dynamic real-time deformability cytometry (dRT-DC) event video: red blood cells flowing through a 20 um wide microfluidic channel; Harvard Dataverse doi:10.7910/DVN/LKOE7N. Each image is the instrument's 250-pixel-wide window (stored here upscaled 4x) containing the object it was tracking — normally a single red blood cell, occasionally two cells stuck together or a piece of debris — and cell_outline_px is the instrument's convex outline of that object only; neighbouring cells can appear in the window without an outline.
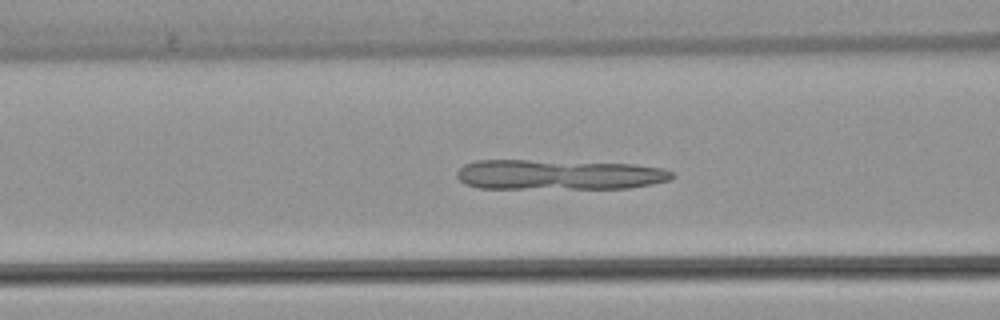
{"species": "common noctule bat (a hibernating species)", "species_latin": "Nyctalus noctula", "temperature_condition": "warm", "stored_images_in_passage": 50, "camera_frame_rate_fps": 3000, "um_per_image_px": 0.085, "animal": {"sex": "female", "body_mass_g": 22.7, "forearm_length_mm": 54.2}, "frame": {"image": 1, "passage_image": 20, "time_ms": 6.333, "image_size_px": [1000, 320], "cell_outline_px": [[676, 176], [668, 180], [652, 184], [628, 188], [480, 188], [464, 184], [456, 176], [456, 172], [464, 164], [476, 160], [528, 160], [636, 164], [664, 168], [672, 172]], "centroid_in_image_um": [47.49, 14.84], "position_along_channel_um": 119.1, "area_um2": 37.8}}
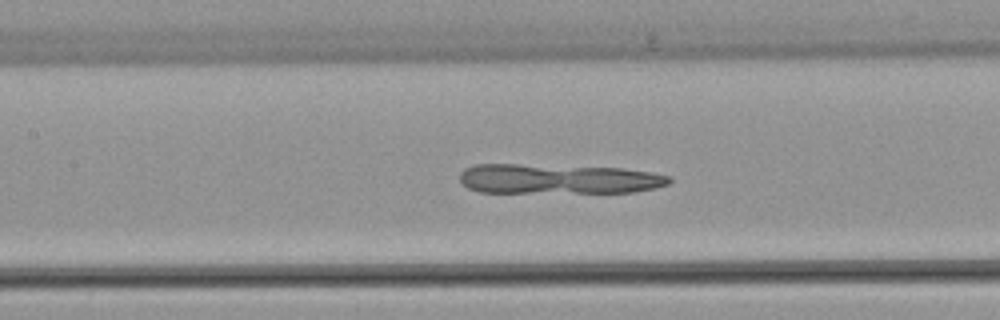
{"frame": {"image": 2, "passage_image": 23, "time_ms": 7.333, "image_size_px": [1000, 320], "cell_outline_px": [[672, 180], [668, 184], [656, 188], [632, 192], [480, 192], [468, 188], [460, 180], [460, 172], [464, 168], [472, 164], [516, 164], [620, 168], [652, 172], [672, 176]], "centroid_in_image_um": [47.45, 15.2], "position_along_channel_um": 160.0, "area_um2": 36.47}}
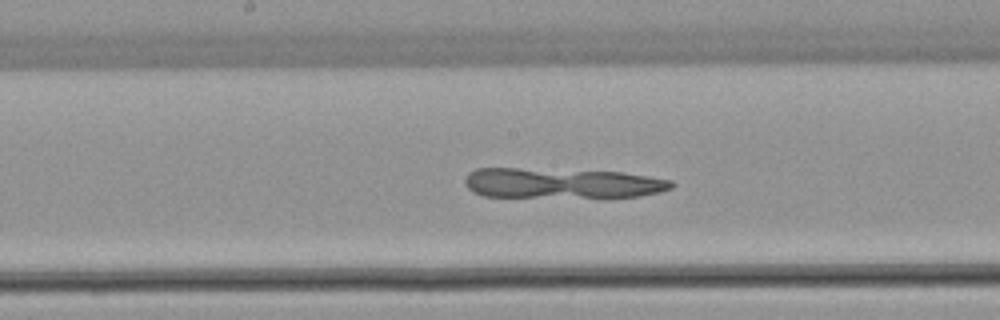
{"frame": {"image": 3, "passage_image": 26, "time_ms": 8.333, "image_size_px": [1000, 320], "cell_outline_px": [[676, 184], [672, 188], [660, 192], [640, 196], [600, 200], [484, 196], [472, 192], [464, 184], [464, 180], [468, 172], [476, 168], [520, 168], [620, 172], [648, 176], [672, 180]], "centroid_in_image_um": [47.79, 15.62], "position_along_channel_um": 200.4, "area_um2": 38.26}}